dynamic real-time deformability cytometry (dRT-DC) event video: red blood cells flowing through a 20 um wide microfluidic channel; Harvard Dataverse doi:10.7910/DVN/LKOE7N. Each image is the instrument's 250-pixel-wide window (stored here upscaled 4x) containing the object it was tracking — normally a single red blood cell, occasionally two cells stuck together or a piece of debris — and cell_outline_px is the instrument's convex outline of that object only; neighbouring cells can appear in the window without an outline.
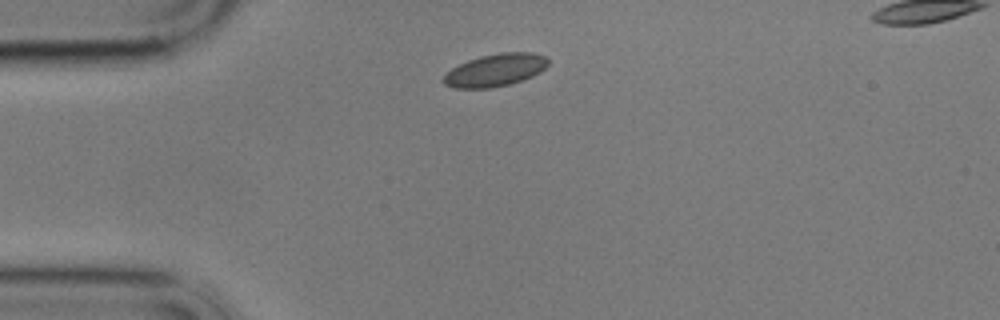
{"species": "common noctule bat (a hibernating species)", "species_latin": "Nyctalus noctula", "temperature_condition": "cold", "stored_images_in_passage": 40, "camera_frame_rate_fps": 3000, "um_per_image_px": 0.085, "animal": {"sex": "male", "body_mass_g": 17.9}, "frame": {"image": 1, "passage_image": 1, "time_ms": 0.0, "image_size_px": [1000, 320], "cell_outline_px": [[548, 64], [540, 72], [524, 80], [492, 88], [452, 88], [444, 84], [440, 80], [452, 68], [468, 60], [480, 56], [500, 52], [532, 52], [544, 56], [548, 60]], "centroid_in_image_um": [42.08, 5.96], "position_along_channel_um": 42.9, "area_um2": 19.88}}
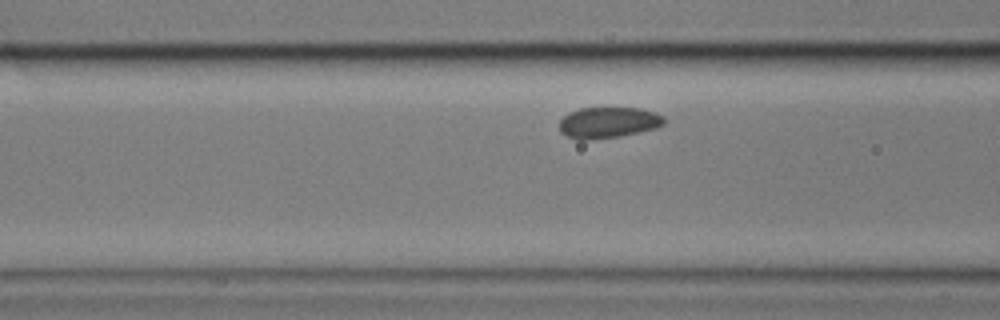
{"frame": {"image": 2, "passage_image": 10, "time_ms": 3.0, "image_size_px": [1000, 320], "cell_outline_px": [[664, 124], [656, 128], [640, 132], [620, 136], [588, 140], [580, 140], [568, 136], [560, 132], [560, 120], [568, 112], [580, 108], [640, 108], [656, 112], [664, 116]], "centroid_in_image_um": [51.71, 10.41], "position_along_channel_um": 114.9, "area_um2": 19.02}}
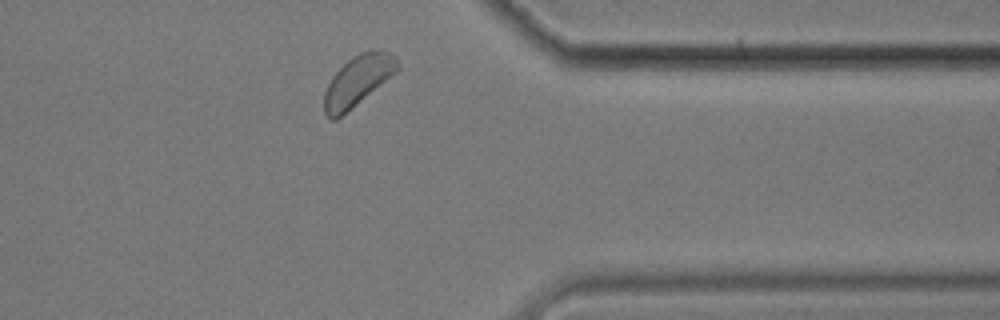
{"frame": {"image": 3, "passage_image": 36, "time_ms": 11.667, "image_size_px": [1000, 320], "cell_outline_px": [[400, 68], [396, 72], [336, 120], [328, 120], [324, 112], [324, 92], [332, 76], [352, 56], [360, 52], [380, 48], [396, 56]], "centroid_in_image_um": [30.4, 6.84], "position_along_channel_um": 381.0, "area_um2": 21.39}, "authors_computed_cell_mechanics": {"area_um2": 19.8543, "velocity_mm_per_s": 3.1815, "shape_relaxation_time_tau1_ms": 3.9737, "shape_relaxation_time_tau2_ms": null, "deformation_change_tau1": 0.0619, "deformation_change_tau2": null}}